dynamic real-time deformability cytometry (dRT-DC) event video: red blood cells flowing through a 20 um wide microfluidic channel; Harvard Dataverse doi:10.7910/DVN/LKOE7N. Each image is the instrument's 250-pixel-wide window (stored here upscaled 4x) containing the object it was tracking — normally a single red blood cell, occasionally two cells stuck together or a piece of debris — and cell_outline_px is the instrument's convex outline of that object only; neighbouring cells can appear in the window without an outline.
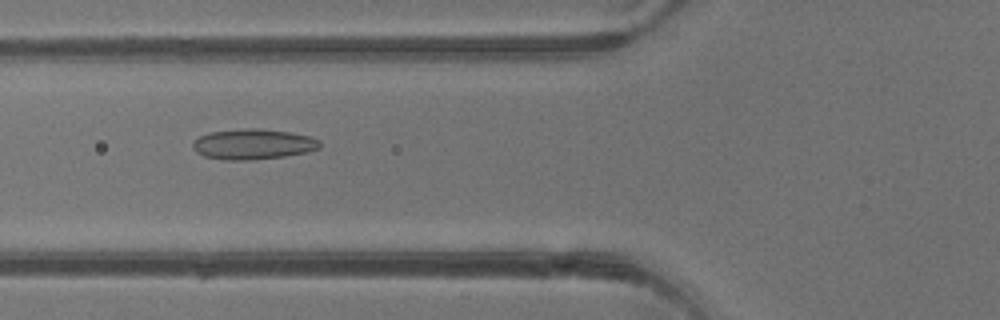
{"species": "common noctule bat (a hibernating species)", "species_latin": "Nyctalus noctula", "temperature_condition": "warm", "stored_images_in_passage": 4, "camera_frame_rate_fps": 3000, "um_per_image_px": 0.085, "animal": {"sex": "male", "body_mass_g": 13.3}, "frame": {"image": 1, "passage_image": 4, "time_ms": 3.667, "image_size_px": [1000, 320], "cell_outline_px": [[320, 148], [308, 152], [284, 156], [252, 160], [224, 160], [204, 156], [196, 152], [192, 148], [192, 144], [200, 136], [208, 132], [244, 128], [256, 128], [292, 132], [308, 136], [320, 140]], "centroid_in_image_um": [21.51, 12.25], "position_along_channel_um": 104.3, "area_um2": 22.66}}